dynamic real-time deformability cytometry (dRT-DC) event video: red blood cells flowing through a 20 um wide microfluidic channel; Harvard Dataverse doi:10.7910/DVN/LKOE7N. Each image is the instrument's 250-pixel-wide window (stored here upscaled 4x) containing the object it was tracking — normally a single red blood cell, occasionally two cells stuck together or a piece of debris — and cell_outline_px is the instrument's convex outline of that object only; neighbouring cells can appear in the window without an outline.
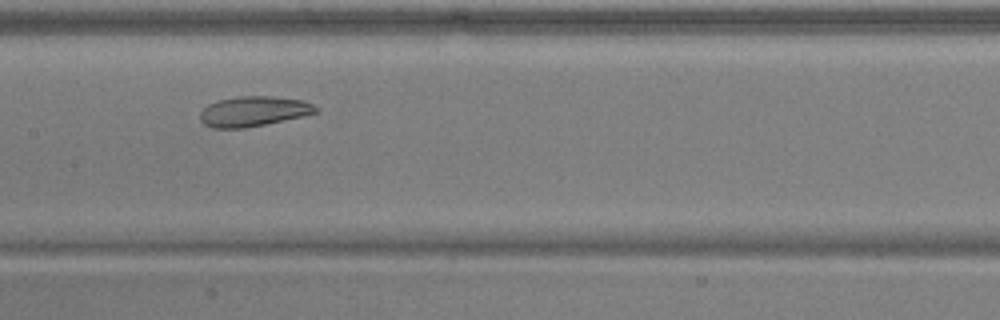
{"species": "common noctule bat (a hibernating species)", "species_latin": "Nyctalus noctula", "temperature_condition": "warm", "stored_images_in_passage": 39, "camera_frame_rate_fps": 3000, "um_per_image_px": 0.085, "animal": {"sex": "male", "body_mass_g": 17.9, "forearm_length_mm": 54.2}, "frame": {"image": 1, "passage_image": 14, "time_ms": 4.333, "image_size_px": [1000, 320], "cell_outline_px": [[320, 108], [316, 112], [304, 116], [244, 128], [212, 128], [204, 124], [200, 120], [200, 112], [208, 104], [216, 100], [240, 96], [272, 96], [300, 100], [312, 104]], "centroid_in_image_um": [21.52, 9.46], "position_along_channel_um": 185.9, "area_um2": 20.23}}
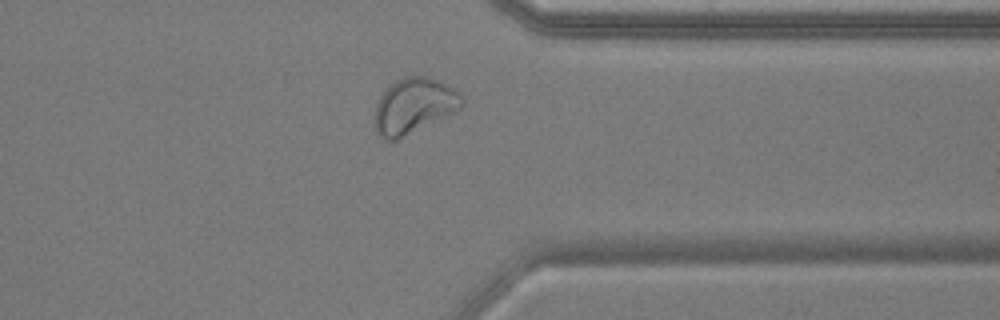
{"frame": {"image": 2, "passage_image": 29, "time_ms": 9.333, "image_size_px": [1000, 320], "cell_outline_px": [[464, 104], [460, 108], [396, 140], [388, 140], [380, 136], [376, 132], [376, 104], [380, 96], [396, 80], [404, 76], [428, 76], [440, 80], [456, 88], [460, 92], [464, 100]], "centroid_in_image_um": [35.21, 8.95], "position_along_channel_um": 376.2, "area_um2": 27.74}}
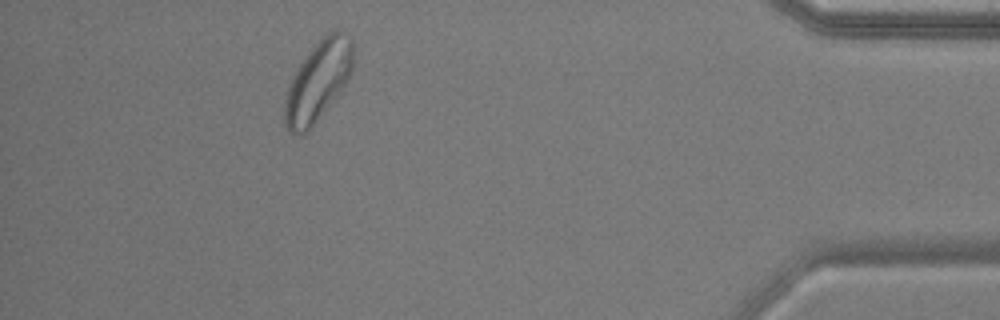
{"frame": {"image": 3, "passage_image": 35, "time_ms": 11.333, "image_size_px": [1000, 320], "cell_outline_px": [[352, 72], [340, 92], [312, 128], [308, 132], [300, 136], [296, 136], [288, 132], [284, 124], [284, 92], [292, 76], [304, 56], [320, 36], [336, 28], [340, 28], [348, 32], [352, 40]], "centroid_in_image_um": [27.0, 6.89], "position_along_channel_um": 408.2, "area_um2": 33.06}, "authors_computed_cell_mechanics": {"area_um2": 22.1952, "velocity_mm_per_s": 3.8755, "shape_relaxation_time_tau1_ms": null, "shape_relaxation_time_tau2_ms": 3.0683, "deformation_change_tau1": null, "deformation_change_tau2": 0.0851}}